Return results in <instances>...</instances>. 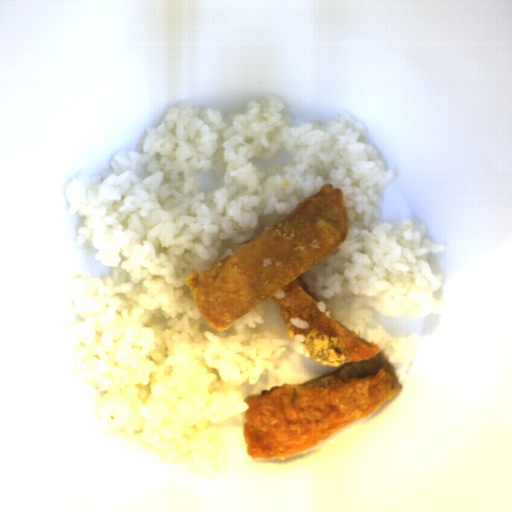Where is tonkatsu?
Listing matches in <instances>:
<instances>
[{
	"instance_id": "1",
	"label": "tonkatsu",
	"mask_w": 512,
	"mask_h": 512,
	"mask_svg": "<svg viewBox=\"0 0 512 512\" xmlns=\"http://www.w3.org/2000/svg\"><path fill=\"white\" fill-rule=\"evenodd\" d=\"M350 224L343 191L324 184L279 222L184 281L209 326L222 331L266 298L280 306L293 342L303 334L309 358L335 371L305 383L247 394L242 434L253 458L287 459L362 420L400 393V377L376 342L318 309L303 276L345 239Z\"/></svg>"
}]
</instances>
